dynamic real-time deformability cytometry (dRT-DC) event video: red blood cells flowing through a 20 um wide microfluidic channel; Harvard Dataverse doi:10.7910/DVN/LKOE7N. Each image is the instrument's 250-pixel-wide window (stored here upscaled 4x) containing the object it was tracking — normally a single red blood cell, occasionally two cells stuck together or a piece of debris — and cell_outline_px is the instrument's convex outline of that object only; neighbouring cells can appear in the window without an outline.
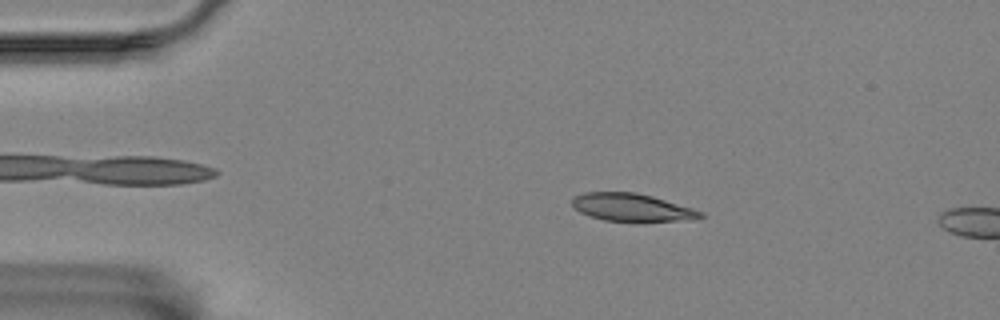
{"species": "Egyptian fruit bat (a non-hibernating species)", "species_latin": "Rousettus aegyptiacus", "temperature_condition": "room temperature", "stored_images_in_passage": 14, "camera_frame_rate_fps": 3000, "um_per_image_px": 0.085, "animal": {"sex": "female"}, "frame": {"image": 1, "passage_image": 10, "time_ms": 3.0, "image_size_px": [1000, 320], "cell_outline_px": [[704, 216], [672, 220], [636, 224], [604, 220], [580, 212], [572, 204], [572, 200], [576, 196], [584, 192], [636, 192], [652, 196], [692, 208], [704, 212]], "centroid_in_image_um": [53.68, 17.65], "position_along_channel_um": 31.3, "area_um2": 20.87}}